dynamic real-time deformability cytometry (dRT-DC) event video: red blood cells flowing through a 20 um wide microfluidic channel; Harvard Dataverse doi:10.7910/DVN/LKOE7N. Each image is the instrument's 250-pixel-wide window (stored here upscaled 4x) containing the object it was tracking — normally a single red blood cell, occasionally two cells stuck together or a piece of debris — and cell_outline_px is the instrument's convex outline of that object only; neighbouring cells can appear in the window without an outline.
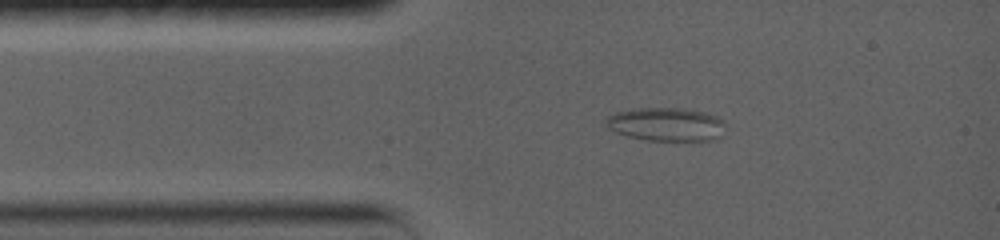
{"species": "common noctule bat (a hibernating species)", "species_latin": "Nyctalus noctula", "temperature_condition": "warm", "stored_images_in_passage": 45, "camera_frame_rate_fps": 5000, "um_per_image_px": 0.085, "animal": {"sex": "female", "body_mass_g": 19.0, "forearm_length_mm": 56.7}, "frame": {"image": 1, "passage_image": 1, "time_ms": 0.0, "image_size_px": [1000, 240], "cell_outline_px": [[724, 124], [720, 136], [716, 140], [692, 144], [644, 140], [628, 136], [616, 132], [608, 128], [604, 124], [604, 120], [608, 116], [616, 112], [632, 108], [684, 108], [704, 112], [716, 116]], "centroid_in_image_um": [56.63, 10.62], "position_along_channel_um": 28.4, "area_um2": 24.33}}
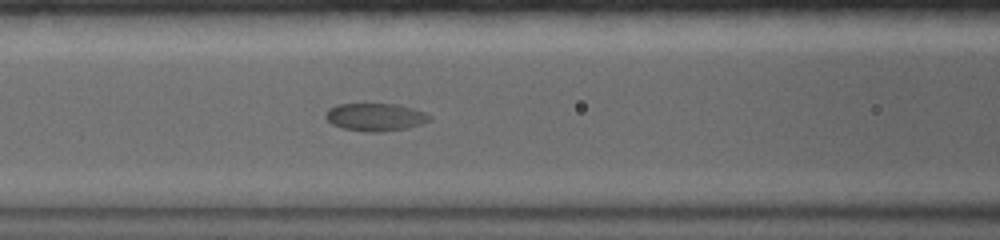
{"frame": {"image": 2, "passage_image": 14, "time_ms": 3.4, "image_size_px": [1000, 240], "cell_outline_px": [[432, 120], [408, 128], [380, 132], [364, 132], [344, 128], [332, 124], [324, 116], [324, 112], [328, 108], [336, 104], [396, 104], [412, 108], [424, 112], [432, 116]], "centroid_in_image_um": [31.89, 9.95], "position_along_channel_um": 134.7, "area_um2": 16.94}}
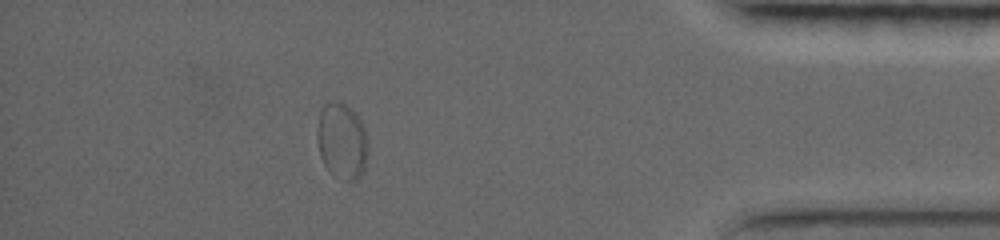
{"frame": {"image": 3, "passage_image": 33, "time_ms": 12.0, "image_size_px": [1000, 240], "cell_outline_px": [[368, 152], [364, 168], [356, 180], [344, 180], [332, 172], [324, 164], [320, 156], [316, 140], [316, 132], [320, 112], [324, 104], [344, 104], [356, 112], [364, 128], [368, 148]], "centroid_in_image_um": [29.05, 11.99], "position_along_channel_um": 406.1, "area_um2": 22.2}}